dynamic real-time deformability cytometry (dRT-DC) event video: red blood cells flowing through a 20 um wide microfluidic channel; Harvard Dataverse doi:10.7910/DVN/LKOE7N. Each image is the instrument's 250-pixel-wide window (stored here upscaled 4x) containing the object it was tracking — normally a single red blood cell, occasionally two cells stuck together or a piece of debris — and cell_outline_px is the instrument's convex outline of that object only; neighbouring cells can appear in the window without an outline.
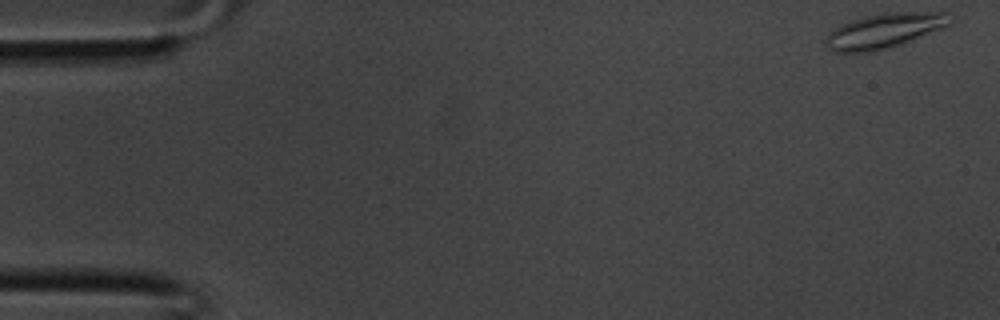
{"species": "common noctule bat (a hibernating species)", "species_latin": "Nyctalus noctula", "temperature_condition": "room temperature", "stored_images_in_passage": 37, "camera_frame_rate_fps": 3000, "um_per_image_px": 0.085, "animal": {"sex": "male", "body_mass_g": 20.1, "forearm_length_mm": 53.5}, "frame": {"image": 1, "passage_image": 1, "time_ms": 0.0, "image_size_px": [1000, 320], "cell_outline_px": [[952, 24], [944, 28], [900, 44], [888, 48], [868, 52], [836, 52], [828, 48], [824, 44], [824, 40], [828, 32], [840, 24], [864, 16], [892, 12], [948, 12]], "centroid_in_image_um": [75.14, 2.61], "position_along_channel_um": 9.9, "area_um2": 25.26}}
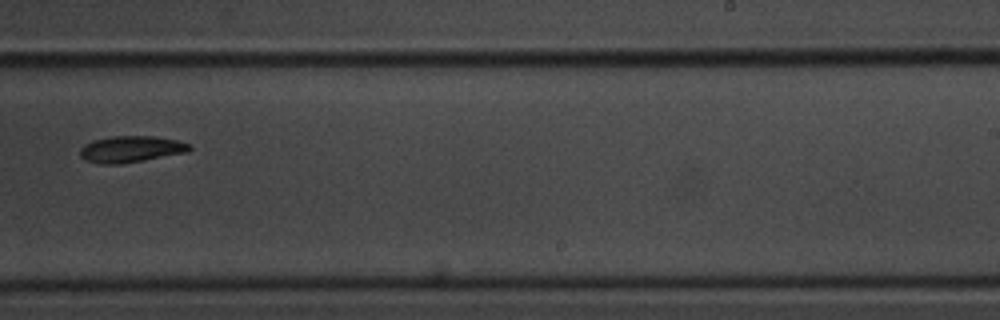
{"frame": {"image": 2, "passage_image": 23, "time_ms": 7.333, "image_size_px": [1000, 320], "cell_outline_px": [[192, 148], [188, 152], [144, 160], [120, 164], [100, 164], [84, 160], [80, 156], [80, 148], [84, 144], [92, 140], [112, 136], [156, 136], [176, 140], [192, 144]], "centroid_in_image_um": [11.12, 12.67], "position_along_channel_um": 277.9, "area_um2": 17.05}}
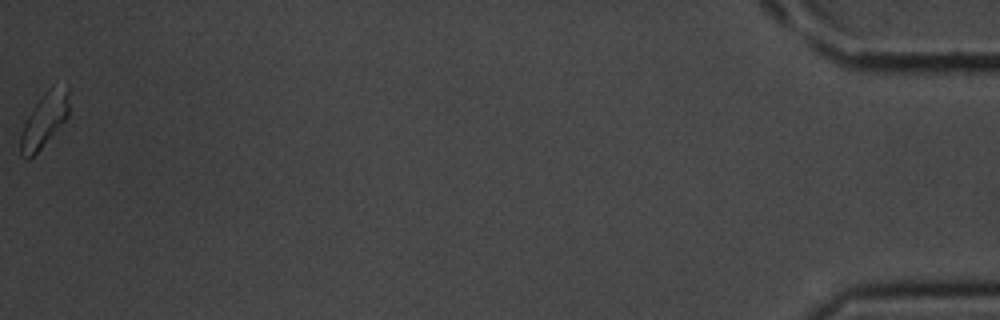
{"frame": {"image": 3, "passage_image": 37, "time_ms": 12.0, "image_size_px": [1000, 320], "cell_outline_px": [[68, 116], [40, 148], [28, 160], [24, 160], [20, 156], [20, 136], [24, 124], [32, 108], [44, 92], [48, 88], [68, 88]], "centroid_in_image_um": [3.71, 10.26], "position_along_channel_um": 431.5, "area_um2": 14.8}}